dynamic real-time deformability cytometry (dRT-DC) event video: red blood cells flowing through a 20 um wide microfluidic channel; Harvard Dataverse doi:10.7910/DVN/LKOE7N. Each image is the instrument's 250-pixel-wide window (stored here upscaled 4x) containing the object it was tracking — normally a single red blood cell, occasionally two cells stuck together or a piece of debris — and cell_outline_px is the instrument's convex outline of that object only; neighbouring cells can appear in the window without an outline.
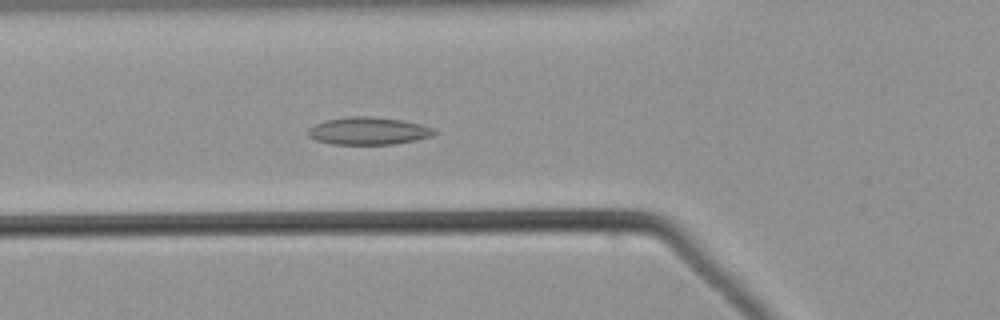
{"species": "common noctule bat (a hibernating species)", "species_latin": "Nyctalus noctula", "temperature_condition": "warm", "stored_images_in_passage": 44, "camera_frame_rate_fps": 3000, "um_per_image_px": 0.085, "animal": {"sex": "male", "body_mass_g": 21.5, "forearm_length_mm": 52.0}, "frame": {"image": 1, "passage_image": 10, "time_ms": 3.0, "image_size_px": [1000, 320], "cell_outline_px": [[436, 132], [432, 136], [416, 140], [392, 144], [332, 144], [316, 140], [308, 136], [308, 128], [324, 120], [348, 116], [372, 116], [400, 120], [420, 124], [432, 128]], "centroid_in_image_um": [31.28, 11.12], "position_along_channel_um": 94.5, "area_um2": 20.17}}
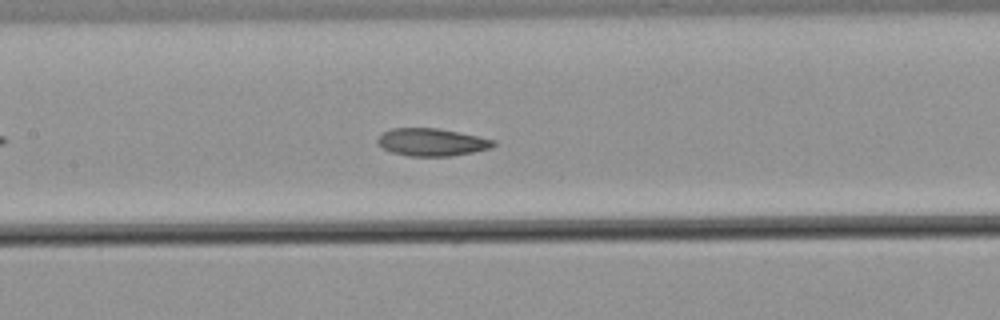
{"frame": {"image": 2, "passage_image": 16, "time_ms": 5.0, "image_size_px": [1000, 320], "cell_outline_px": [[496, 144], [492, 148], [452, 156], [408, 156], [392, 152], [376, 144], [376, 140], [384, 132], [392, 128], [440, 128], [496, 140]], "centroid_in_image_um": [36.71, 12.08], "position_along_channel_um": 170.7, "area_um2": 18.67}}
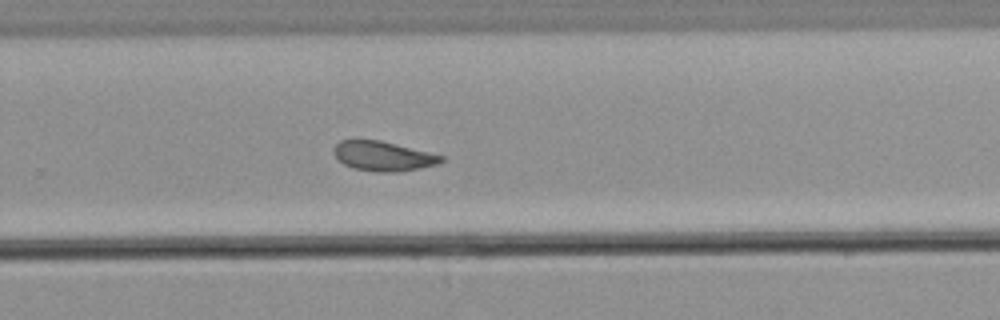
{"frame": {"image": 3, "passage_image": 26, "time_ms": 8.333, "image_size_px": [1000, 320], "cell_outline_px": [[444, 160], [436, 164], [420, 168], [400, 172], [372, 172], [352, 168], [344, 164], [332, 152], [332, 148], [340, 140], [380, 140], [444, 156]], "centroid_in_image_um": [32.53, 13.28], "position_along_channel_um": 297.3, "area_um2": 18.55}}